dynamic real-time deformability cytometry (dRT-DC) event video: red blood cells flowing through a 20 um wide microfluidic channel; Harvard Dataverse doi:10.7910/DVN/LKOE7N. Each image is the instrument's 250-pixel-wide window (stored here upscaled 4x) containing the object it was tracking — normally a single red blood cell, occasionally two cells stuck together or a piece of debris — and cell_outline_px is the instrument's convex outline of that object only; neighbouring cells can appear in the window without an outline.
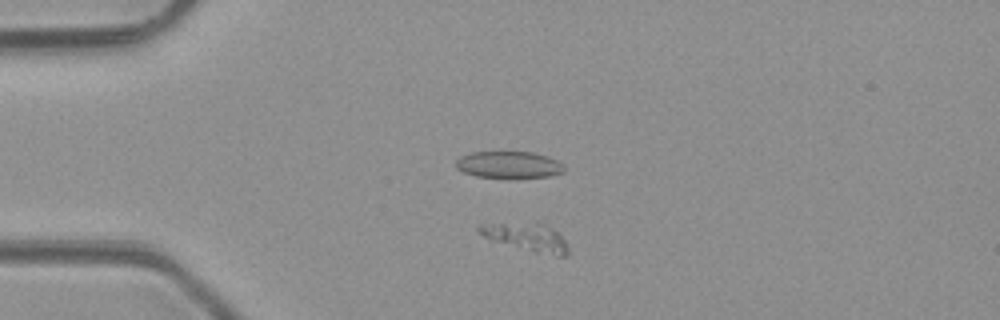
{"species": "common noctule bat (a hibernating species)", "species_latin": "Nyctalus noctula", "temperature_condition": "room temperature", "stored_images_in_passage": 4, "camera_frame_rate_fps": 3000, "um_per_image_px": 0.085, "animal": {"sex": "male", "body_mass_g": 23.1, "forearm_length_mm": 52.7}, "frame": {"image": 1, "passage_image": 3, "time_ms": 3.0, "image_size_px": [1000, 320], "cell_outline_px": [[568, 256], [556, 256], [536, 252], [492, 240], [484, 236], [476, 228], [480, 224], [536, 220], [552, 228], [564, 240], [568, 248]], "centroid_in_image_um": [44.76, 20.1], "position_along_channel_um": 40.2, "area_um2": 14.68}}